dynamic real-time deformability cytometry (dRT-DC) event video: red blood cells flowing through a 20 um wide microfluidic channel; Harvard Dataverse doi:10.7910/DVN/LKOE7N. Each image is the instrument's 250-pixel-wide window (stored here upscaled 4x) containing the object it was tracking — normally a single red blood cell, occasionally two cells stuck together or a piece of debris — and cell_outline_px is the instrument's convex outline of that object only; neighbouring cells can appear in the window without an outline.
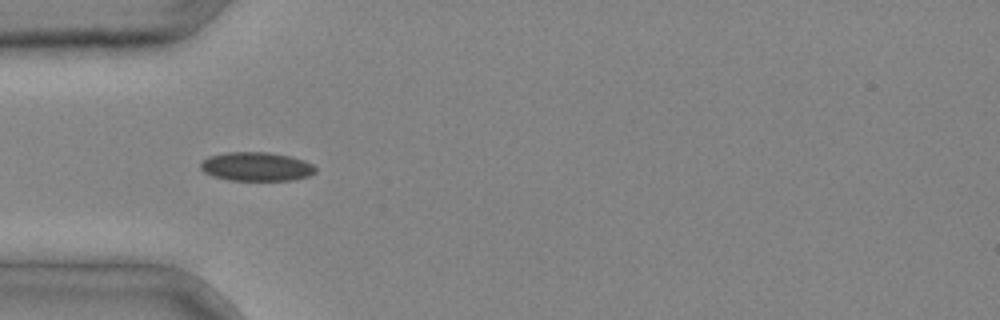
{"species": "common noctule bat (a hibernating species)", "species_latin": "Nyctalus noctula", "temperature_condition": "cold", "stored_images_in_passage": 3, "camera_frame_rate_fps": 3000, "um_per_image_px": 0.085, "animal": {"sex": "male", "body_mass_g": 20.4}, "frame": {"image": 1, "passage_image": 2, "time_ms": 0.333, "image_size_px": [1000, 320], "cell_outline_px": [[316, 172], [308, 176], [292, 180], [228, 180], [212, 176], [204, 172], [200, 168], [200, 160], [208, 156], [228, 152], [268, 152], [288, 156], [304, 160], [312, 164], [316, 168]], "centroid_in_image_um": [21.75, 14.16], "position_along_channel_um": 63.2, "area_um2": 19.42}}